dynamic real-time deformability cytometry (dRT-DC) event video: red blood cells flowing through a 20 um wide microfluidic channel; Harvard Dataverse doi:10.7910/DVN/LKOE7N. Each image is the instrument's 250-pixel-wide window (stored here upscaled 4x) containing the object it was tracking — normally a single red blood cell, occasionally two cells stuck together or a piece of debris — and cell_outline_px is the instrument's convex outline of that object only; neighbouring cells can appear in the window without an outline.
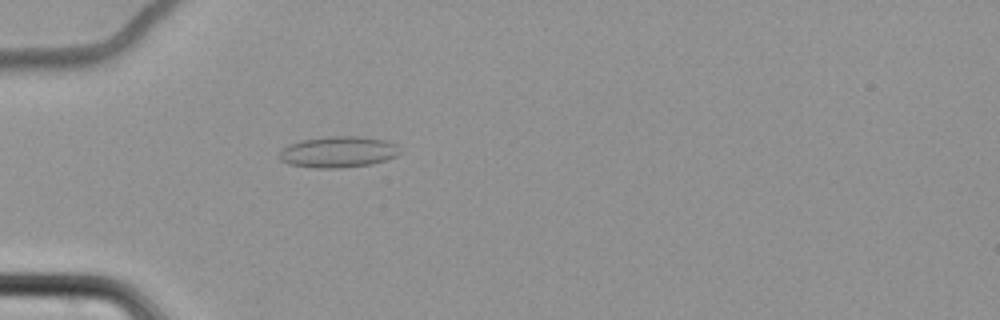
{"species": "common noctule bat (a hibernating species)", "species_latin": "Nyctalus noctula", "temperature_condition": "cold", "stored_images_in_passage": 62, "camera_frame_rate_fps": 3000, "um_per_image_px": 0.085, "animal": {"sex": "female", "body_mass_g": 22.7, "forearm_length_mm": 54.2}, "frame": {"image": 1, "passage_image": 21, "time_ms": 6.667, "image_size_px": [1000, 320], "cell_outline_px": [[400, 152], [396, 156], [372, 164], [340, 168], [316, 168], [288, 164], [280, 160], [280, 152], [288, 144], [300, 140], [328, 136], [360, 136], [388, 140], [396, 144]], "centroid_in_image_um": [28.75, 12.91], "position_along_channel_um": 56.2, "area_um2": 22.02}}
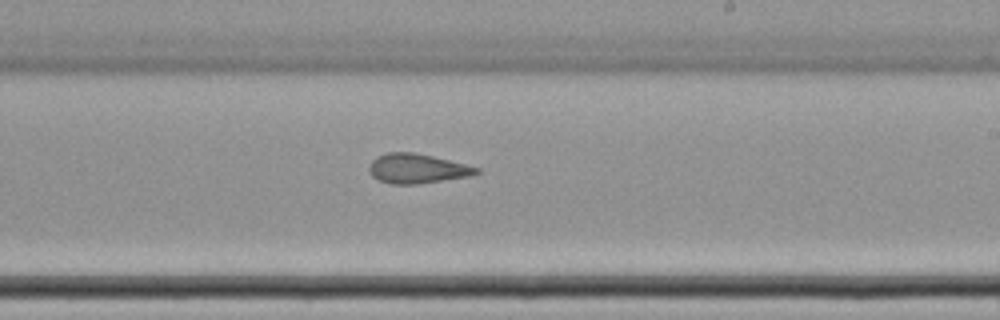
{"frame": {"image": 2, "passage_image": 39, "time_ms": 12.667, "image_size_px": [1000, 320], "cell_outline_px": [[480, 172], [468, 176], [416, 184], [392, 184], [380, 180], [372, 176], [368, 172], [368, 164], [376, 156], [388, 152], [412, 152], [432, 156], [480, 168]], "centroid_in_image_um": [35.39, 14.32], "position_along_channel_um": 253.6, "area_um2": 18.32}}
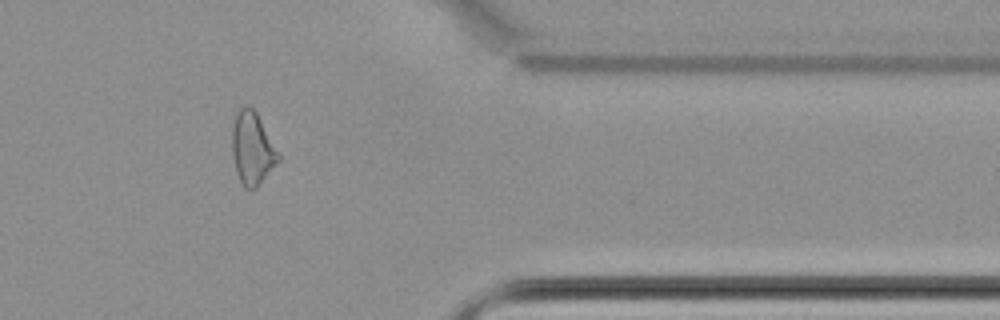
{"frame": {"image": 3, "passage_image": 52, "time_ms": 17.0, "image_size_px": [1000, 320], "cell_outline_px": [[280, 160], [256, 188], [244, 188], [236, 172], [232, 156], [232, 128], [236, 116], [240, 108], [244, 104], [248, 104], [256, 112], [280, 156]], "centroid_in_image_um": [21.43, 12.62], "position_along_channel_um": 390.0, "area_um2": 19.31}, "authors_computed_cell_mechanics": {"area_um2": 20.5768, "velocity_mm_per_s": 3.4929, "shape_relaxation_time_tau1_ms": null, "shape_relaxation_time_tau2_ms": 3.1298, "deformation_change_tau1": null, "deformation_change_tau2": 0.0947}}